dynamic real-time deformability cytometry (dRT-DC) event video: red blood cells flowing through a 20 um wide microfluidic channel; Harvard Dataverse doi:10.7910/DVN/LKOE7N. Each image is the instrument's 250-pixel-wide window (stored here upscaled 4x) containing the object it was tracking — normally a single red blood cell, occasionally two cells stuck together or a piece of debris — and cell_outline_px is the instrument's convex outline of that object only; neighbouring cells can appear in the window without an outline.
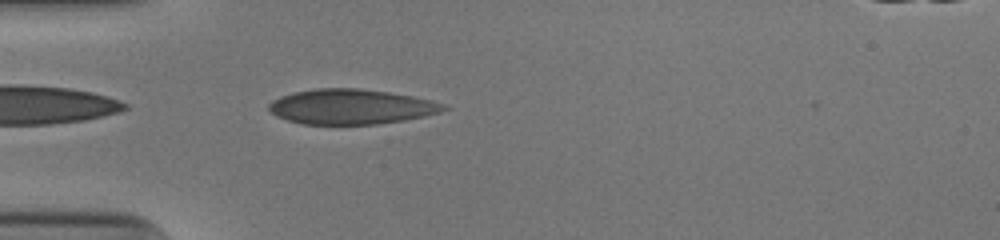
{"species": "human", "species_latin": "Homo sapiens", "temperature_condition": "cold", "stored_images_in_passage": 28, "camera_frame_rate_fps": 3000, "um_per_image_px": 0.085, "donor": {"sex": "male"}, "frame": {"image": 1, "passage_image": 1, "time_ms": 0.0, "image_size_px": [1000, 240], "cell_outline_px": [[452, 108], [440, 112], [424, 116], [404, 120], [376, 124], [304, 124], [288, 120], [276, 116], [268, 108], [268, 104], [272, 100], [280, 96], [296, 92], [316, 88], [356, 88], [388, 92], [412, 96], [444, 104]], "centroid_in_image_um": [29.84, 9.07], "position_along_channel_um": 55.2, "area_um2": 35.49}}
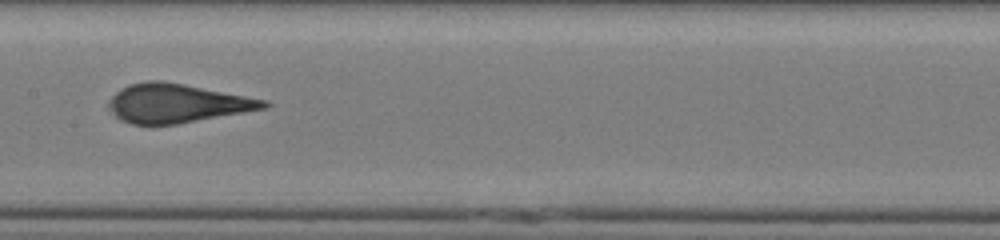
{"frame": {"image": 2, "passage_image": 12, "time_ms": 3.667, "image_size_px": [1000, 240], "cell_outline_px": [[272, 104], [268, 108], [176, 124], [132, 124], [120, 120], [116, 116], [108, 104], [112, 96], [120, 88], [128, 84], [148, 80], [164, 80], [268, 100]], "centroid_in_image_um": [15.07, 8.76], "position_along_channel_um": 192.3, "area_um2": 35.08}}
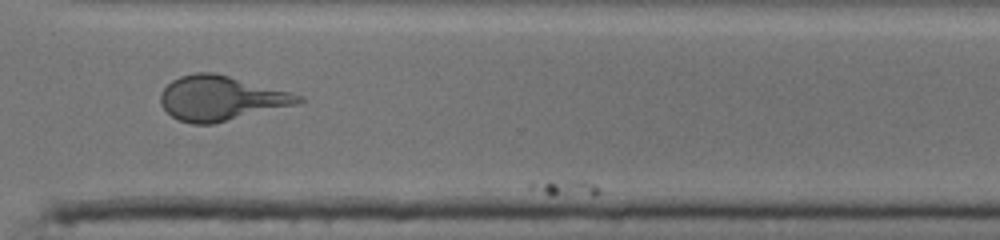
{"frame": {"image": 3, "passage_image": 24, "time_ms": 7.667, "image_size_px": [1000, 240], "cell_outline_px": [[304, 100], [296, 104], [212, 124], [192, 124], [180, 120], [172, 116], [160, 104], [160, 92], [172, 80], [180, 76], [196, 72], [212, 72], [228, 76], [304, 96]], "centroid_in_image_um": [18.73, 8.35], "position_along_channel_um": 351.9, "area_um2": 35.32}}